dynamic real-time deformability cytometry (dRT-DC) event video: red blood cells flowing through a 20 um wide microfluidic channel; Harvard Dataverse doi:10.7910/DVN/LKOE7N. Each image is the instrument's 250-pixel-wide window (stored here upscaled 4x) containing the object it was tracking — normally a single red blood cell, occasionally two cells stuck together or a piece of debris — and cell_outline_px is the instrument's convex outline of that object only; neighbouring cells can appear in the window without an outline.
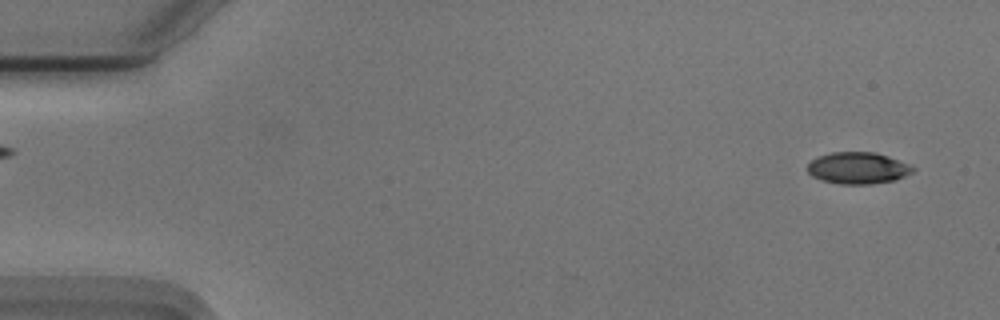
{"species": "Egyptian fruit bat (a non-hibernating species)", "species_latin": "Rousettus aegyptiacus", "temperature_condition": "cold", "stored_images_in_passage": 13, "camera_frame_rate_fps": 3000, "um_per_image_px": 0.085, "animal": {"sex": "male"}, "frame": {"image": 1, "passage_image": 2, "time_ms": 0.333, "image_size_px": [1000, 320], "cell_outline_px": [[916, 168], [912, 172], [896, 180], [872, 184], [840, 184], [820, 180], [812, 176], [808, 172], [808, 164], [812, 160], [820, 156], [832, 152], [876, 152], [888, 156], [908, 164]], "centroid_in_image_um": [72.92, 14.29], "position_along_channel_um": 12.1, "area_um2": 19.42}}